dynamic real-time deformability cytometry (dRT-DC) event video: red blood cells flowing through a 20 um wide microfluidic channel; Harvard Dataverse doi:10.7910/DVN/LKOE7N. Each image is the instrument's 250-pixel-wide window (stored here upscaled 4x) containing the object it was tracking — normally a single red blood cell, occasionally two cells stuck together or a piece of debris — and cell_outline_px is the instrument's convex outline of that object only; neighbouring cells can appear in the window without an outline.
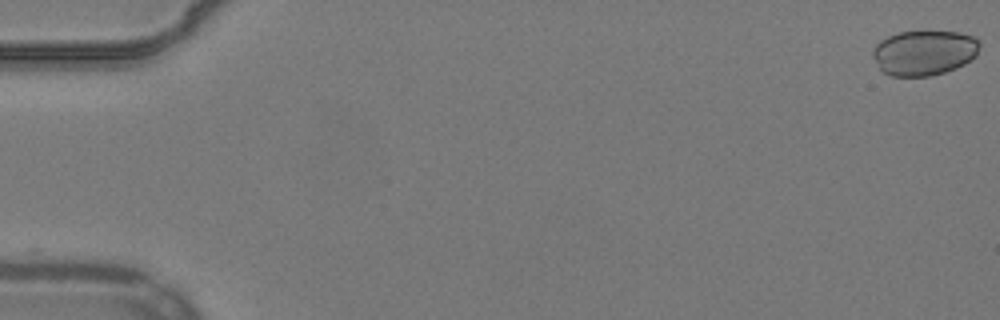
{"species": "common noctule bat (a hibernating species)", "species_latin": "Nyctalus noctula", "temperature_condition": "warm", "stored_images_in_passage": 55, "camera_frame_rate_fps": 3000, "um_per_image_px": 0.085, "animal": {"sex": "male", "body_mass_g": 19.2, "forearm_length_mm": 51.8}, "frame": {"image": 1, "passage_image": 1, "time_ms": 0.0, "image_size_px": [1000, 320], "cell_outline_px": [[980, 44], [976, 56], [964, 64], [956, 68], [932, 76], [892, 76], [884, 72], [880, 68], [872, 56], [872, 52], [876, 44], [880, 40], [888, 36], [900, 32], [924, 28], [960, 32], [972, 36], [980, 40]], "centroid_in_image_um": [78.57, 4.43], "position_along_channel_um": 6.4, "area_um2": 28.9}}
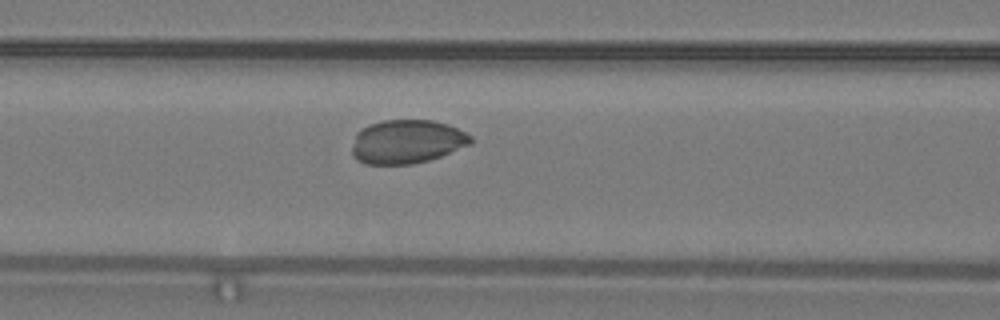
{"frame": {"image": 2, "passage_image": 24, "time_ms": 7.667, "image_size_px": [1000, 320], "cell_outline_px": [[472, 144], [440, 156], [428, 160], [412, 164], [364, 164], [356, 160], [352, 156], [352, 148], [356, 132], [360, 128], [368, 124], [384, 120], [432, 120], [448, 124], [472, 136]], "centroid_in_image_um": [34.55, 12.04], "position_along_channel_um": 132.0, "area_um2": 30.46}}
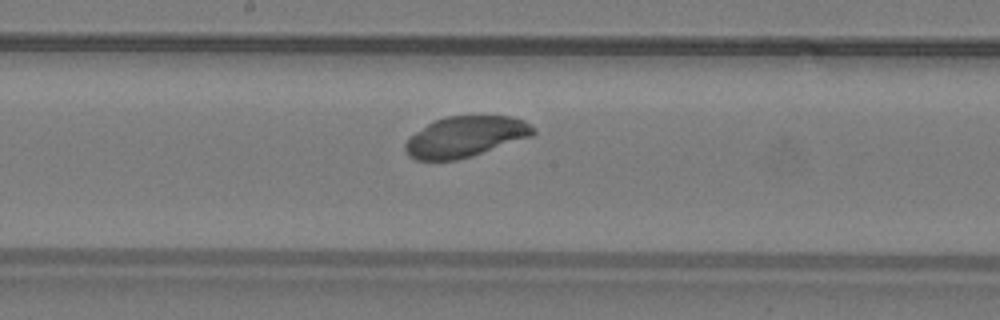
{"frame": {"image": 3, "passage_image": 30, "time_ms": 9.667, "image_size_px": [1000, 320], "cell_outline_px": [[536, 132], [532, 136], [472, 156], [456, 160], [416, 160], [408, 156], [404, 148], [404, 144], [416, 132], [428, 124], [444, 116], [512, 116], [524, 120], [532, 124], [536, 128]], "centroid_in_image_um": [39.59, 11.62], "position_along_channel_um": 208.6, "area_um2": 30.35}}